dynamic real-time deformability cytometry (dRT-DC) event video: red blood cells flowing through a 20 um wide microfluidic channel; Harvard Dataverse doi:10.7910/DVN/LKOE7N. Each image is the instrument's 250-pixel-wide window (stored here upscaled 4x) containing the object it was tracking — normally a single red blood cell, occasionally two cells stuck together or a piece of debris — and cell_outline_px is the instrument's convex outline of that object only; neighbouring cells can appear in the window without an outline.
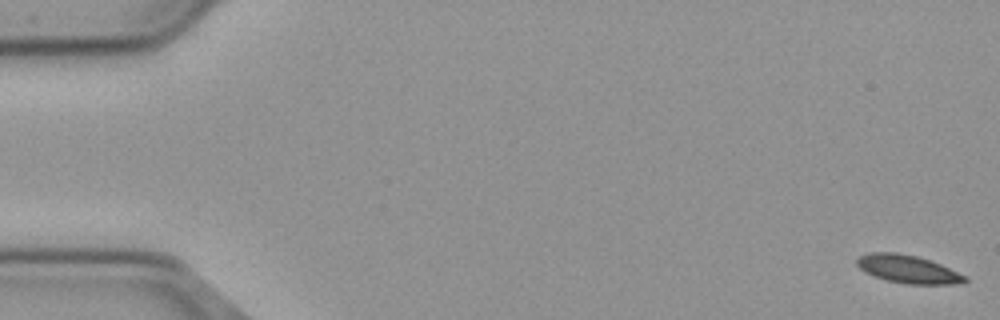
{"species": "common noctule bat (a hibernating species)", "species_latin": "Nyctalus noctula", "temperature_condition": "cold", "stored_images_in_passage": 57, "camera_frame_rate_fps": 3000, "um_per_image_px": 0.085, "animal": {"sex": "male", "body_mass_g": 23.1, "forearm_length_mm": 52.7}, "frame": {"image": 1, "passage_image": 1, "time_ms": 0.0, "image_size_px": [1000, 320], "cell_outline_px": [[968, 280], [964, 284], [908, 284], [888, 280], [864, 272], [856, 264], [856, 260], [860, 256], [868, 252], [896, 252], [916, 256], [940, 264], [968, 276]], "centroid_in_image_um": [77.21, 22.88], "position_along_channel_um": 7.8, "area_um2": 17.63}}
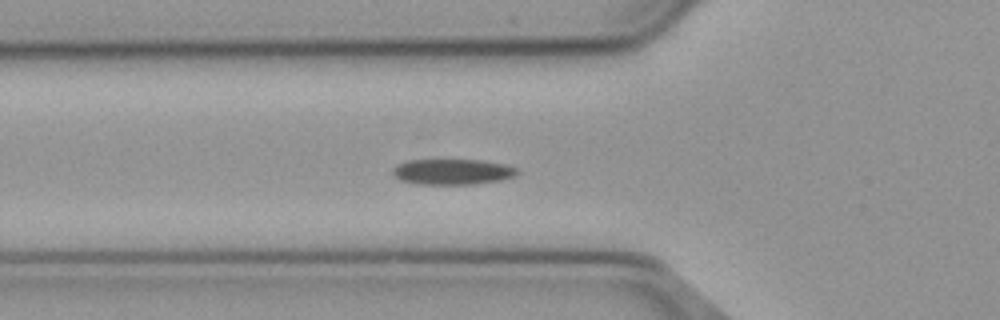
{"frame": {"image": 2, "passage_image": 20, "time_ms": 6.333, "image_size_px": [1000, 320], "cell_outline_px": [[520, 172], [516, 176], [500, 180], [476, 184], [416, 184], [400, 180], [392, 172], [392, 168], [396, 164], [408, 160], [484, 160], [504, 164], [516, 168]], "centroid_in_image_um": [38.46, 14.6], "position_along_channel_um": 87.3, "area_um2": 18.73}}
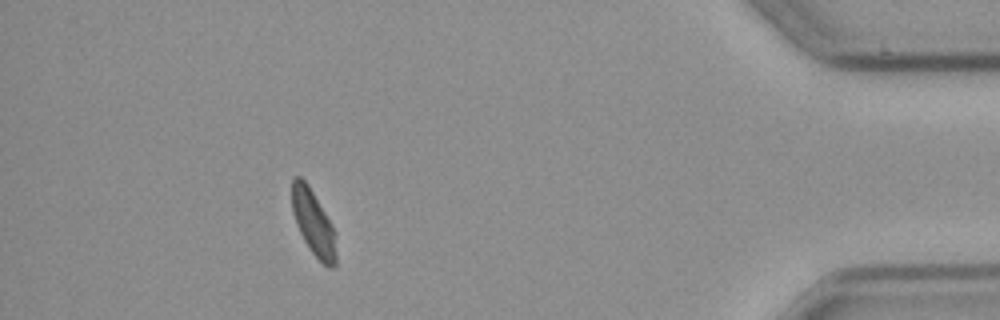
{"frame": {"image": 3, "passage_image": 51, "time_ms": 16.667, "image_size_px": [1000, 320], "cell_outline_px": [[336, 264], [332, 268], [328, 268], [312, 252], [304, 240], [296, 224], [292, 208], [292, 180], [296, 176], [300, 176], [308, 184], [332, 224], [336, 252]], "centroid_in_image_um": [26.63, 18.92], "position_along_channel_um": 408.6, "area_um2": 16.47}, "authors_computed_cell_mechanics": {"area_um2": 18.0914, "velocity_mm_per_s": 3.6578, "shape_relaxation_time_tau1_ms": 3.9502, "shape_relaxation_time_tau2_ms": 5.4641, "deformation_change_tau1": 0.1047, "deformation_change_tau2": 0.1007}}